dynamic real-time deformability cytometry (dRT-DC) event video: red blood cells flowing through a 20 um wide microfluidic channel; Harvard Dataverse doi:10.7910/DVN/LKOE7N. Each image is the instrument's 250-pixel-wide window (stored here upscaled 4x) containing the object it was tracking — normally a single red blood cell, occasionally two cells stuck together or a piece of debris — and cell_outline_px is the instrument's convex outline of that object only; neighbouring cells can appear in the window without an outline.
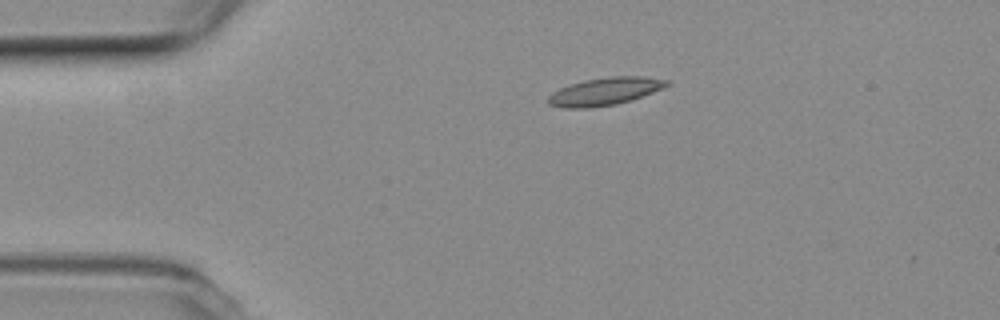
{"species": "common noctule bat (a hibernating species)", "species_latin": "Nyctalus noctula", "temperature_condition": "room temperature", "stored_images_in_passage": 28, "camera_frame_rate_fps": 3000, "um_per_image_px": 0.085, "animal": {"sex": "female", "body_mass_g": 19.3, "forearm_length_mm": 54.1}, "frame": {"image": 1, "passage_image": 1, "time_ms": 0.0, "image_size_px": [1000, 320], "cell_outline_px": [[672, 84], [652, 92], [616, 104], [588, 108], [564, 108], [548, 104], [548, 96], [552, 92], [560, 88], [584, 80], [612, 76], [644, 76], [672, 80]], "centroid_in_image_um": [51.43, 7.76], "position_along_channel_um": 33.6, "area_um2": 19.02}}
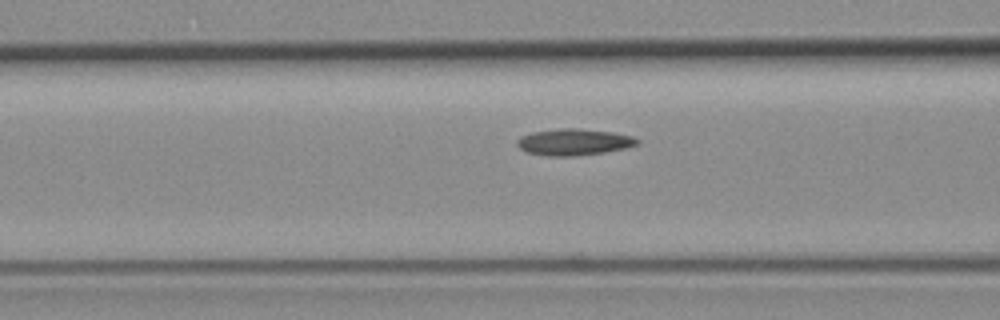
{"frame": {"image": 2, "passage_image": 11, "time_ms": 3.333, "image_size_px": [1000, 320], "cell_outline_px": [[640, 144], [624, 148], [604, 152], [572, 156], [548, 156], [528, 152], [520, 148], [516, 144], [516, 140], [520, 136], [532, 132], [560, 128], [580, 128], [612, 132], [632, 136], [640, 140]], "centroid_in_image_um": [48.77, 12.06], "position_along_channel_um": 117.8, "area_um2": 18.55}}
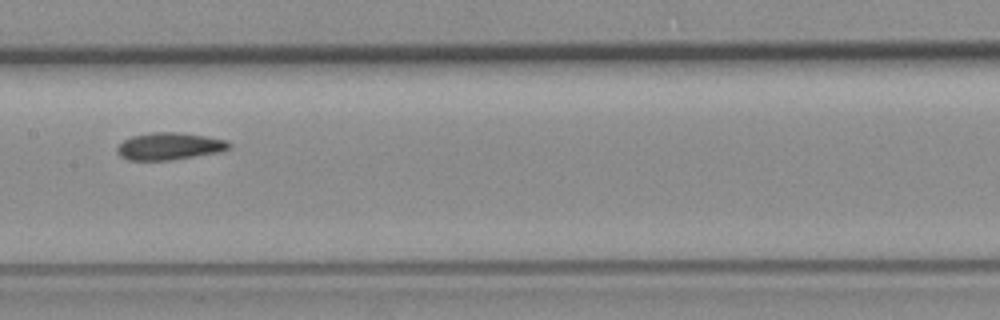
{"frame": {"image": 3, "passage_image": 17, "time_ms": 5.333, "image_size_px": [1000, 320], "cell_outline_px": [[232, 148], [220, 152], [168, 160], [128, 160], [120, 156], [116, 152], [116, 148], [124, 140], [132, 136], [152, 132], [176, 132], [204, 136], [228, 140], [232, 144]], "centroid_in_image_um": [14.41, 12.43], "position_along_channel_um": 193.0, "area_um2": 17.74}}